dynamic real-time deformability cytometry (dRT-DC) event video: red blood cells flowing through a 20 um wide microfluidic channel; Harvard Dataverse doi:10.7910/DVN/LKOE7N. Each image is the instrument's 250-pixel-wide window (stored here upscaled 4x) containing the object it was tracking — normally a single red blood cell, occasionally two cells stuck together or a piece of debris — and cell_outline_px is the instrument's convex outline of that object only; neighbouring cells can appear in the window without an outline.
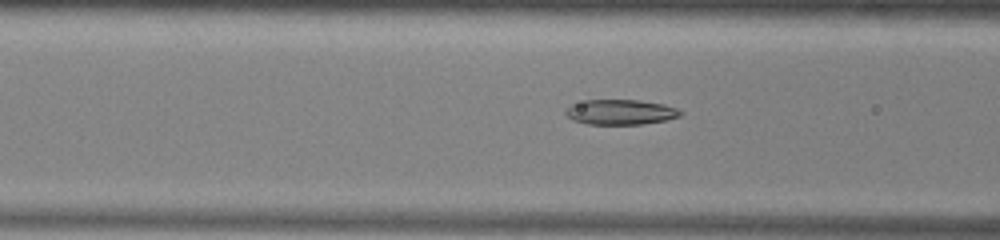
{"species": "common noctule bat (a hibernating species)", "species_latin": "Nyctalus noctula", "temperature_condition": "warm", "stored_images_in_passage": 50, "camera_frame_rate_fps": 3000, "um_per_image_px": 0.085, "animal": {"sex": "male", "body_mass_g": 13.0, "forearm_length_mm": 53.1}, "frame": {"image": 1, "passage_image": 18, "time_ms": 5.667, "image_size_px": [1000, 240], "cell_outline_px": [[684, 112], [680, 116], [664, 120], [640, 124], [588, 124], [572, 120], [564, 112], [572, 104], [588, 100], [640, 100], [664, 104], [676, 108]], "centroid_in_image_um": [52.76, 9.52], "position_along_channel_um": 113.8, "area_um2": 16.65}}
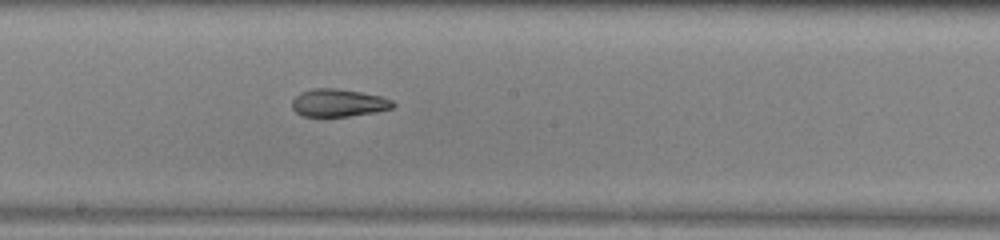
{"frame": {"image": 2, "passage_image": 26, "time_ms": 8.333, "image_size_px": [1000, 240], "cell_outline_px": [[396, 104], [392, 108], [376, 112], [348, 116], [300, 116], [292, 108], [292, 100], [300, 92], [312, 88], [336, 88], [360, 92], [380, 96], [392, 100]], "centroid_in_image_um": [28.75, 8.74], "position_along_channel_um": 219.5, "area_um2": 16.3}}
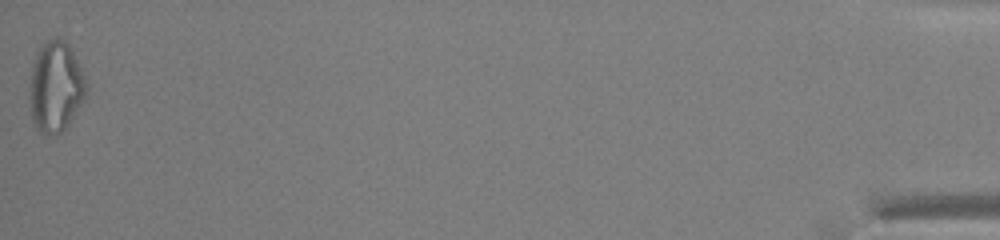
{"frame": {"image": 3, "passage_image": 50, "time_ms": 16.333, "image_size_px": [1000, 240], "cell_outline_px": [[88, 88], [84, 100], [68, 124], [56, 136], [48, 136], [40, 132], [36, 128], [32, 120], [32, 64], [40, 48], [48, 40], [64, 40], [68, 44], [88, 84]], "centroid_in_image_um": [4.77, 7.43], "position_along_channel_um": 430.4, "area_um2": 29.02}, "authors_computed_cell_mechanics": {"area_um2": 18.5827, "velocity_mm_per_s": 3.9657, "shape_relaxation_time_tau1_ms": 9.2383, "shape_relaxation_time_tau2_ms": 2.5197, "deformation_change_tau1": 0.2532, "deformation_change_tau2": 0.0883}}